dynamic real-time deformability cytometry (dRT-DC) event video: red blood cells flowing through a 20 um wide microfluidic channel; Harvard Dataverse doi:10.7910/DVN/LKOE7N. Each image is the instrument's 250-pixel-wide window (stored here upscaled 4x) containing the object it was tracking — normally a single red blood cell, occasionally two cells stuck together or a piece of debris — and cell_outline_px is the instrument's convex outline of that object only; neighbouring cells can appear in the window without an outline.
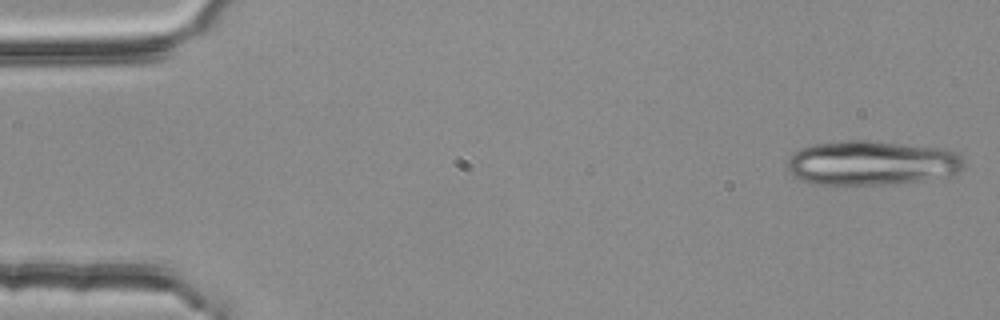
{"species": "common noctule bat (a hibernating species)", "species_latin": "Nyctalus noctula", "temperature_condition": "room temperature", "stored_images_in_passage": 6, "segment_of_instrument_passage": [1, 2], "camera_frame_rate_fps": 3000, "um_per_image_px": 0.085, "animal": {"sex": "female", "body_mass_g": 25.1}, "frame": {"image": 1, "passage_image": 1, "time_ms": 0.0, "image_size_px": [1000, 320], "cell_outline_px": [[964, 168], [956, 172], [924, 180], [896, 184], [812, 184], [800, 180], [784, 168], [788, 156], [800, 148], [816, 144], [840, 140], [872, 140], [948, 148], [960, 156], [964, 160]], "centroid_in_image_um": [74.04, 13.83], "position_along_channel_um": 11.0, "area_um2": 46.36}}